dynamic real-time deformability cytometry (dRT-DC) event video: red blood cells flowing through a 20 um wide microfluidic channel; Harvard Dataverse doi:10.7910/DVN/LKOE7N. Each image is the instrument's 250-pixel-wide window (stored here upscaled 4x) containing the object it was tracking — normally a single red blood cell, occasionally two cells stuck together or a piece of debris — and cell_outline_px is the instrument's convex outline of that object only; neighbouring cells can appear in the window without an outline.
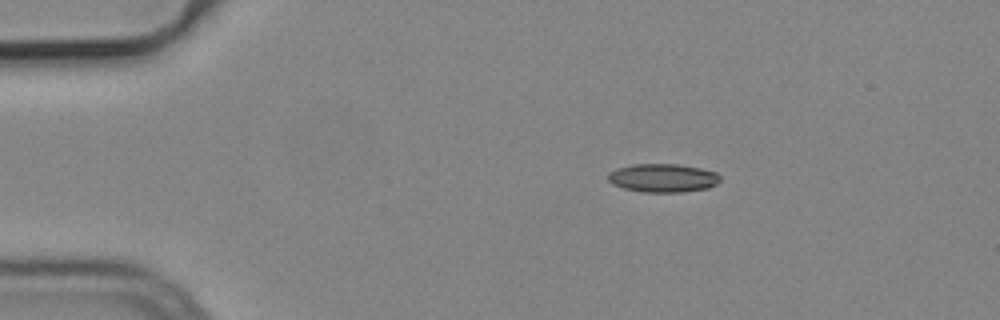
{"species": "common noctule bat (a hibernating species)", "species_latin": "Nyctalus noctula", "temperature_condition": "cold", "stored_images_in_passage": 46, "camera_frame_rate_fps": 3000, "um_per_image_px": 0.085, "animal": {"sex": "male", "body_mass_g": 19.2, "forearm_length_mm": 51.8}, "frame": {"image": 1, "passage_image": 1, "time_ms": 0.0, "image_size_px": [1000, 320], "cell_outline_px": [[720, 180], [716, 184], [708, 188], [680, 192], [644, 192], [624, 188], [612, 184], [608, 180], [608, 172], [616, 168], [632, 164], [676, 164], [700, 168], [716, 172], [720, 176]], "centroid_in_image_um": [56.32, 15.12], "position_along_channel_um": 28.7, "area_um2": 18.61}}
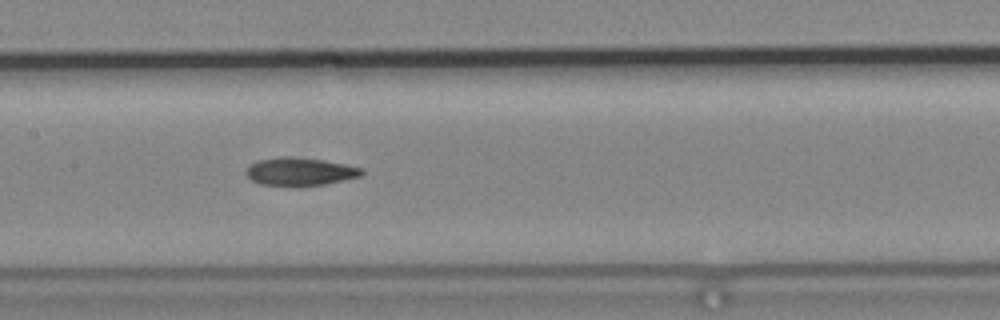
{"frame": {"image": 2, "passage_image": 18, "time_ms": 5.667, "image_size_px": [1000, 320], "cell_outline_px": [[364, 172], [360, 176], [344, 180], [324, 184], [260, 184], [252, 180], [244, 172], [248, 164], [256, 160], [280, 156], [284, 156], [320, 160], [344, 164], [364, 168]], "centroid_in_image_um": [25.46, 14.55], "position_along_channel_um": 181.9, "area_um2": 18.38}}
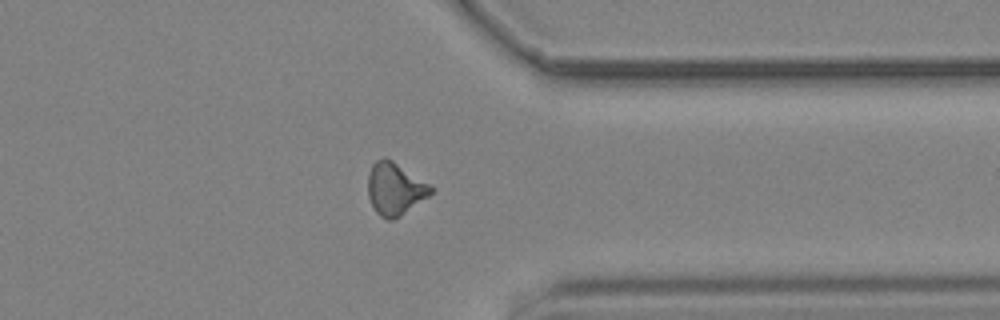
{"frame": {"image": 3, "passage_image": 34, "time_ms": 11.0, "image_size_px": [1000, 320], "cell_outline_px": [[432, 192], [428, 196], [400, 216], [392, 220], [388, 220], [380, 216], [376, 212], [368, 196], [368, 172], [372, 164], [376, 160], [384, 156], [392, 160], [428, 184], [432, 188]], "centroid_in_image_um": [33.52, 16.04], "position_along_channel_um": 377.9, "area_um2": 18.9}, "authors_computed_cell_mechanics": {"area_um2": 18.6116, "velocity_mm_per_s": 3.7852, "shape_relaxation_time_tau1_ms": null, "shape_relaxation_time_tau2_ms": 3.9496, "deformation_change_tau1": null, "deformation_change_tau2": 0.122}}